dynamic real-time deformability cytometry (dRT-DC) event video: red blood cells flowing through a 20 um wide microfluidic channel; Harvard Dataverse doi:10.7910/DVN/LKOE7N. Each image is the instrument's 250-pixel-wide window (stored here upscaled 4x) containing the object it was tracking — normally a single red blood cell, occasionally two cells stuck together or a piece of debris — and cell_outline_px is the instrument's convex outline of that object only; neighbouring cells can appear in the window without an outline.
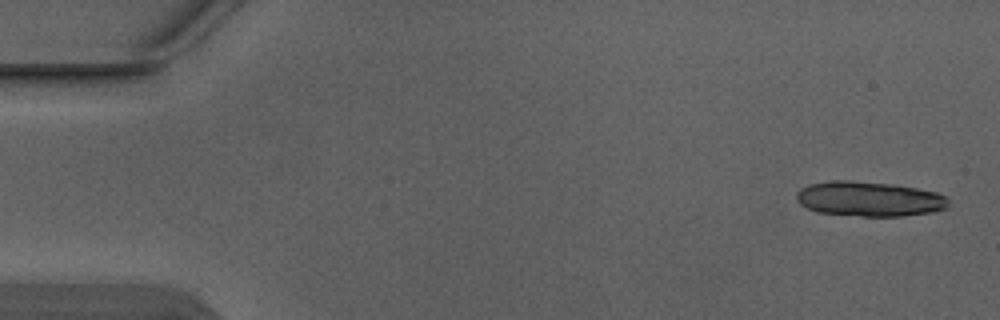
{"species": "Egyptian fruit bat (a non-hibernating species)", "species_latin": "Rousettus aegyptiacus", "temperature_condition": "warm", "stored_images_in_passage": 6, "segment_of_instrument_passage": [1, 2], "camera_frame_rate_fps": 3000, "um_per_image_px": 0.085, "animal": {"sex": "male"}, "frame": {"image": 1, "passage_image": 1, "time_ms": 0.0, "image_size_px": [1000, 320], "cell_outline_px": [[948, 208], [932, 212], [904, 216], [860, 216], [816, 212], [800, 204], [796, 200], [796, 192], [800, 188], [808, 184], [832, 180], [852, 180], [892, 184], [916, 188], [936, 192], [944, 196], [948, 200]], "centroid_in_image_um": [73.85, 16.9], "position_along_channel_um": 11.1, "area_um2": 31.1}}